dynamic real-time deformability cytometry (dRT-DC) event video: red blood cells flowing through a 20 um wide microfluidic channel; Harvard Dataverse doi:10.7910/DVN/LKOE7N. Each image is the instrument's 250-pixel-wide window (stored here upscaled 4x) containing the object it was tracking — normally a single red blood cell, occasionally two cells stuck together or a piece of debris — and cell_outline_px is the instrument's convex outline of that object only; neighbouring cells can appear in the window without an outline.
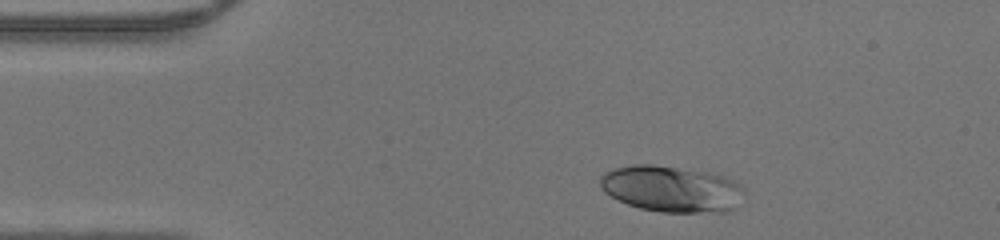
{"species": "human", "species_latin": "Homo sapiens", "temperature_condition": "warm", "stored_images_in_passage": 32, "camera_frame_rate_fps": 3000, "um_per_image_px": 0.085, "donor": {"sex": "male"}, "frame": {"image": 1, "passage_image": 1, "time_ms": 0.0, "image_size_px": [1000, 240], "cell_outline_px": [[744, 192], [736, 208], [732, 212], [660, 212], [640, 208], [628, 204], [604, 192], [600, 188], [600, 176], [604, 172], [612, 168], [632, 164], [652, 164], [708, 172], [724, 176], [732, 180], [744, 188]], "centroid_in_image_um": [57.07, 16.05], "position_along_channel_um": 27.9, "area_um2": 39.07}}
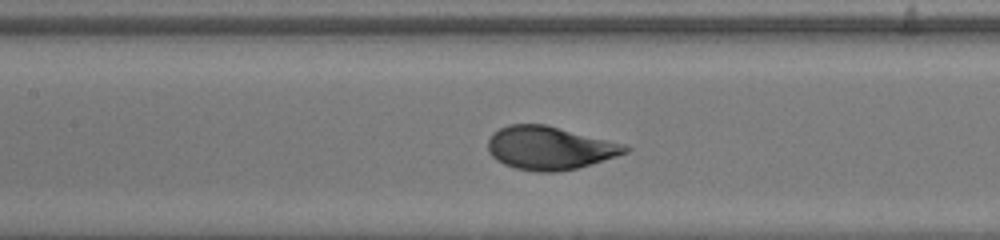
{"frame": {"image": 2, "passage_image": 14, "time_ms": 4.333, "image_size_px": [1000, 240], "cell_outline_px": [[632, 148], [628, 152], [616, 156], [576, 168], [556, 172], [536, 172], [516, 168], [504, 164], [496, 160], [488, 152], [488, 140], [500, 128], [508, 124], [544, 124], [624, 144]], "centroid_in_image_um": [46.7, 12.58], "position_along_channel_um": 160.7, "area_um2": 34.22}}
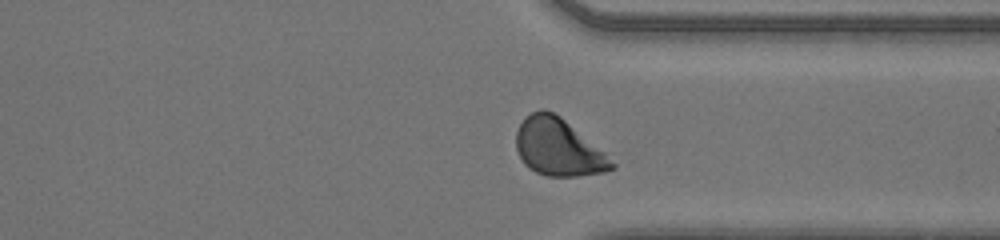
{"frame": {"image": 3, "passage_image": 28, "time_ms": 9.0, "image_size_px": [1000, 240], "cell_outline_px": [[616, 168], [604, 172], [576, 176], [548, 176], [536, 172], [528, 168], [524, 164], [516, 148], [516, 132], [524, 116], [540, 108], [544, 108], [560, 116], [604, 152], [616, 164]], "centroid_in_image_um": [47.43, 12.51], "position_along_channel_um": 364.0, "area_um2": 31.79}}